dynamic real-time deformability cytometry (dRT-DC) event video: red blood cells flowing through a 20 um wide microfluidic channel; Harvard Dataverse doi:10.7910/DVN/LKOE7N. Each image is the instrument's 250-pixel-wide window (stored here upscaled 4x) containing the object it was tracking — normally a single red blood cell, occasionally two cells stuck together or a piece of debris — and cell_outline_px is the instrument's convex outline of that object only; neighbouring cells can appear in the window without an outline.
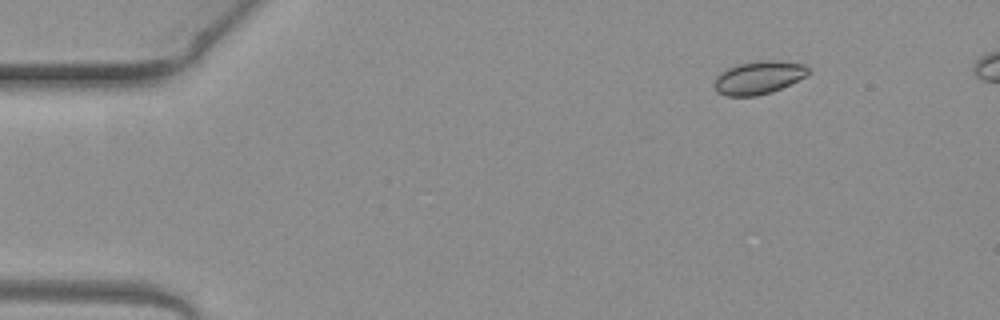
{"species": "common noctule bat (a hibernating species)", "species_latin": "Nyctalus noctula", "temperature_condition": "warm", "stored_images_in_passage": 5, "camera_frame_rate_fps": 3000, "um_per_image_px": 0.085, "animal": {"sex": "female", "body_mass_g": 19.3, "forearm_length_mm": 54.1}, "frame": {"image": 1, "passage_image": 2, "time_ms": 0.333, "image_size_px": [1000, 320], "cell_outline_px": [[808, 76], [772, 92], [756, 96], [724, 96], [716, 92], [712, 84], [716, 76], [720, 72], [728, 68], [740, 64], [760, 60], [772, 60], [804, 64], [808, 68]], "centroid_in_image_um": [64.45, 6.61], "position_along_channel_um": 20.6, "area_um2": 18.26}}